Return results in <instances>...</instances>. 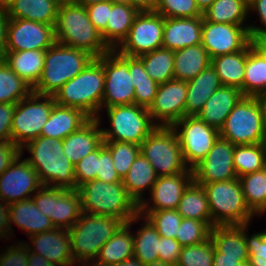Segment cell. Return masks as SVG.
Segmentation results:
<instances>
[{"instance_id": "8", "label": "cell", "mask_w": 266, "mask_h": 266, "mask_svg": "<svg viewBox=\"0 0 266 266\" xmlns=\"http://www.w3.org/2000/svg\"><path fill=\"white\" fill-rule=\"evenodd\" d=\"M106 110L110 128H101L103 141H120L141 145L157 127L147 108L136 104L117 105Z\"/></svg>"}, {"instance_id": "69", "label": "cell", "mask_w": 266, "mask_h": 266, "mask_svg": "<svg viewBox=\"0 0 266 266\" xmlns=\"http://www.w3.org/2000/svg\"><path fill=\"white\" fill-rule=\"evenodd\" d=\"M215 0H195L199 11L203 14Z\"/></svg>"}, {"instance_id": "73", "label": "cell", "mask_w": 266, "mask_h": 266, "mask_svg": "<svg viewBox=\"0 0 266 266\" xmlns=\"http://www.w3.org/2000/svg\"><path fill=\"white\" fill-rule=\"evenodd\" d=\"M146 266H172L171 264L162 262V261H157V262H153L151 264H148Z\"/></svg>"}, {"instance_id": "38", "label": "cell", "mask_w": 266, "mask_h": 266, "mask_svg": "<svg viewBox=\"0 0 266 266\" xmlns=\"http://www.w3.org/2000/svg\"><path fill=\"white\" fill-rule=\"evenodd\" d=\"M203 18L216 23L249 25L245 23L249 18L248 0H215Z\"/></svg>"}, {"instance_id": "6", "label": "cell", "mask_w": 266, "mask_h": 266, "mask_svg": "<svg viewBox=\"0 0 266 266\" xmlns=\"http://www.w3.org/2000/svg\"><path fill=\"white\" fill-rule=\"evenodd\" d=\"M95 57L90 53L55 43L46 50L44 69L33 92L54 94L69 80L78 75Z\"/></svg>"}, {"instance_id": "50", "label": "cell", "mask_w": 266, "mask_h": 266, "mask_svg": "<svg viewBox=\"0 0 266 266\" xmlns=\"http://www.w3.org/2000/svg\"><path fill=\"white\" fill-rule=\"evenodd\" d=\"M248 225H244V239L246 242L249 261L252 266H266V231L248 236Z\"/></svg>"}, {"instance_id": "10", "label": "cell", "mask_w": 266, "mask_h": 266, "mask_svg": "<svg viewBox=\"0 0 266 266\" xmlns=\"http://www.w3.org/2000/svg\"><path fill=\"white\" fill-rule=\"evenodd\" d=\"M219 136L234 145L266 142L261 110L254 96H243L226 118Z\"/></svg>"}, {"instance_id": "36", "label": "cell", "mask_w": 266, "mask_h": 266, "mask_svg": "<svg viewBox=\"0 0 266 266\" xmlns=\"http://www.w3.org/2000/svg\"><path fill=\"white\" fill-rule=\"evenodd\" d=\"M138 13L133 6L112 3L107 26L101 32L104 42L110 49H116L127 37Z\"/></svg>"}, {"instance_id": "33", "label": "cell", "mask_w": 266, "mask_h": 266, "mask_svg": "<svg viewBox=\"0 0 266 266\" xmlns=\"http://www.w3.org/2000/svg\"><path fill=\"white\" fill-rule=\"evenodd\" d=\"M158 179V175L150 162L140 152L133 161L127 174L122 178V183L128 194L139 205L145 197V191H149Z\"/></svg>"}, {"instance_id": "76", "label": "cell", "mask_w": 266, "mask_h": 266, "mask_svg": "<svg viewBox=\"0 0 266 266\" xmlns=\"http://www.w3.org/2000/svg\"><path fill=\"white\" fill-rule=\"evenodd\" d=\"M60 2L70 1V0H59Z\"/></svg>"}, {"instance_id": "57", "label": "cell", "mask_w": 266, "mask_h": 266, "mask_svg": "<svg viewBox=\"0 0 266 266\" xmlns=\"http://www.w3.org/2000/svg\"><path fill=\"white\" fill-rule=\"evenodd\" d=\"M249 12L258 13L262 26L250 24L249 35L250 37H262L266 36V0H248Z\"/></svg>"}, {"instance_id": "71", "label": "cell", "mask_w": 266, "mask_h": 266, "mask_svg": "<svg viewBox=\"0 0 266 266\" xmlns=\"http://www.w3.org/2000/svg\"><path fill=\"white\" fill-rule=\"evenodd\" d=\"M70 1L78 5H82L86 7L88 5H91V4L100 2V1H104V0H70Z\"/></svg>"}, {"instance_id": "41", "label": "cell", "mask_w": 266, "mask_h": 266, "mask_svg": "<svg viewBox=\"0 0 266 266\" xmlns=\"http://www.w3.org/2000/svg\"><path fill=\"white\" fill-rule=\"evenodd\" d=\"M233 163L238 178L264 169L266 167V144L235 145Z\"/></svg>"}, {"instance_id": "2", "label": "cell", "mask_w": 266, "mask_h": 266, "mask_svg": "<svg viewBox=\"0 0 266 266\" xmlns=\"http://www.w3.org/2000/svg\"><path fill=\"white\" fill-rule=\"evenodd\" d=\"M24 150L31 154L25 159L43 186L76 189L74 165L64 154L63 140L40 136L22 147L21 153Z\"/></svg>"}, {"instance_id": "20", "label": "cell", "mask_w": 266, "mask_h": 266, "mask_svg": "<svg viewBox=\"0 0 266 266\" xmlns=\"http://www.w3.org/2000/svg\"><path fill=\"white\" fill-rule=\"evenodd\" d=\"M193 181V171L158 176L150 190L151 198L143 199L139 204V210L177 209L183 192Z\"/></svg>"}, {"instance_id": "58", "label": "cell", "mask_w": 266, "mask_h": 266, "mask_svg": "<svg viewBox=\"0 0 266 266\" xmlns=\"http://www.w3.org/2000/svg\"><path fill=\"white\" fill-rule=\"evenodd\" d=\"M15 108V103L0 104V143L11 142V124Z\"/></svg>"}, {"instance_id": "31", "label": "cell", "mask_w": 266, "mask_h": 266, "mask_svg": "<svg viewBox=\"0 0 266 266\" xmlns=\"http://www.w3.org/2000/svg\"><path fill=\"white\" fill-rule=\"evenodd\" d=\"M59 0H12L5 9L9 19H25L55 26Z\"/></svg>"}, {"instance_id": "25", "label": "cell", "mask_w": 266, "mask_h": 266, "mask_svg": "<svg viewBox=\"0 0 266 266\" xmlns=\"http://www.w3.org/2000/svg\"><path fill=\"white\" fill-rule=\"evenodd\" d=\"M243 96L240 89L222 85L206 101L197 117L219 131L232 109Z\"/></svg>"}, {"instance_id": "29", "label": "cell", "mask_w": 266, "mask_h": 266, "mask_svg": "<svg viewBox=\"0 0 266 266\" xmlns=\"http://www.w3.org/2000/svg\"><path fill=\"white\" fill-rule=\"evenodd\" d=\"M185 116H197L206 101L222 84L215 69L210 65L196 77L187 81Z\"/></svg>"}, {"instance_id": "74", "label": "cell", "mask_w": 266, "mask_h": 266, "mask_svg": "<svg viewBox=\"0 0 266 266\" xmlns=\"http://www.w3.org/2000/svg\"><path fill=\"white\" fill-rule=\"evenodd\" d=\"M12 0H0V8L6 9Z\"/></svg>"}, {"instance_id": "64", "label": "cell", "mask_w": 266, "mask_h": 266, "mask_svg": "<svg viewBox=\"0 0 266 266\" xmlns=\"http://www.w3.org/2000/svg\"><path fill=\"white\" fill-rule=\"evenodd\" d=\"M238 258L222 257V253L214 249L213 266H239Z\"/></svg>"}, {"instance_id": "18", "label": "cell", "mask_w": 266, "mask_h": 266, "mask_svg": "<svg viewBox=\"0 0 266 266\" xmlns=\"http://www.w3.org/2000/svg\"><path fill=\"white\" fill-rule=\"evenodd\" d=\"M187 81L172 79L159 84L157 94L148 108L157 126L172 127L185 116Z\"/></svg>"}, {"instance_id": "40", "label": "cell", "mask_w": 266, "mask_h": 266, "mask_svg": "<svg viewBox=\"0 0 266 266\" xmlns=\"http://www.w3.org/2000/svg\"><path fill=\"white\" fill-rule=\"evenodd\" d=\"M248 208L257 216L266 213V167L239 177Z\"/></svg>"}, {"instance_id": "72", "label": "cell", "mask_w": 266, "mask_h": 266, "mask_svg": "<svg viewBox=\"0 0 266 266\" xmlns=\"http://www.w3.org/2000/svg\"><path fill=\"white\" fill-rule=\"evenodd\" d=\"M113 4H125V5H129L132 6V0H108Z\"/></svg>"}, {"instance_id": "43", "label": "cell", "mask_w": 266, "mask_h": 266, "mask_svg": "<svg viewBox=\"0 0 266 266\" xmlns=\"http://www.w3.org/2000/svg\"><path fill=\"white\" fill-rule=\"evenodd\" d=\"M139 58L148 75L158 84L174 79V51L161 47Z\"/></svg>"}, {"instance_id": "3", "label": "cell", "mask_w": 266, "mask_h": 266, "mask_svg": "<svg viewBox=\"0 0 266 266\" xmlns=\"http://www.w3.org/2000/svg\"><path fill=\"white\" fill-rule=\"evenodd\" d=\"M103 55L94 58L78 75L55 94V103L82 110L90 118L100 116L104 93Z\"/></svg>"}, {"instance_id": "49", "label": "cell", "mask_w": 266, "mask_h": 266, "mask_svg": "<svg viewBox=\"0 0 266 266\" xmlns=\"http://www.w3.org/2000/svg\"><path fill=\"white\" fill-rule=\"evenodd\" d=\"M156 12L170 18H192L203 16L195 0H157Z\"/></svg>"}, {"instance_id": "56", "label": "cell", "mask_w": 266, "mask_h": 266, "mask_svg": "<svg viewBox=\"0 0 266 266\" xmlns=\"http://www.w3.org/2000/svg\"><path fill=\"white\" fill-rule=\"evenodd\" d=\"M182 246L176 239L160 236L159 261L176 265L181 253Z\"/></svg>"}, {"instance_id": "12", "label": "cell", "mask_w": 266, "mask_h": 266, "mask_svg": "<svg viewBox=\"0 0 266 266\" xmlns=\"http://www.w3.org/2000/svg\"><path fill=\"white\" fill-rule=\"evenodd\" d=\"M103 66L105 83L101 112L107 107L134 104L135 91L129 74V56L110 49L103 55Z\"/></svg>"}, {"instance_id": "47", "label": "cell", "mask_w": 266, "mask_h": 266, "mask_svg": "<svg viewBox=\"0 0 266 266\" xmlns=\"http://www.w3.org/2000/svg\"><path fill=\"white\" fill-rule=\"evenodd\" d=\"M211 227L204 221L182 218L176 240L183 246L198 245L210 238Z\"/></svg>"}, {"instance_id": "28", "label": "cell", "mask_w": 266, "mask_h": 266, "mask_svg": "<svg viewBox=\"0 0 266 266\" xmlns=\"http://www.w3.org/2000/svg\"><path fill=\"white\" fill-rule=\"evenodd\" d=\"M82 213L81 196L78 189L53 187V208L50 220L55 228L69 230Z\"/></svg>"}, {"instance_id": "70", "label": "cell", "mask_w": 266, "mask_h": 266, "mask_svg": "<svg viewBox=\"0 0 266 266\" xmlns=\"http://www.w3.org/2000/svg\"><path fill=\"white\" fill-rule=\"evenodd\" d=\"M112 266H145V265H142L136 258L133 257L131 259L125 260L124 262Z\"/></svg>"}, {"instance_id": "14", "label": "cell", "mask_w": 266, "mask_h": 266, "mask_svg": "<svg viewBox=\"0 0 266 266\" xmlns=\"http://www.w3.org/2000/svg\"><path fill=\"white\" fill-rule=\"evenodd\" d=\"M164 16L156 11L139 12L127 37L116 48L120 54L140 57L162 47Z\"/></svg>"}, {"instance_id": "13", "label": "cell", "mask_w": 266, "mask_h": 266, "mask_svg": "<svg viewBox=\"0 0 266 266\" xmlns=\"http://www.w3.org/2000/svg\"><path fill=\"white\" fill-rule=\"evenodd\" d=\"M172 128L177 134L183 159L190 169L207 155L219 137L217 129L197 116H184Z\"/></svg>"}, {"instance_id": "1", "label": "cell", "mask_w": 266, "mask_h": 266, "mask_svg": "<svg viewBox=\"0 0 266 266\" xmlns=\"http://www.w3.org/2000/svg\"><path fill=\"white\" fill-rule=\"evenodd\" d=\"M54 30L57 43L84 50L95 58L110 50L100 31L89 20L85 6L71 1L60 2Z\"/></svg>"}, {"instance_id": "60", "label": "cell", "mask_w": 266, "mask_h": 266, "mask_svg": "<svg viewBox=\"0 0 266 266\" xmlns=\"http://www.w3.org/2000/svg\"><path fill=\"white\" fill-rule=\"evenodd\" d=\"M21 154V149L12 142L0 143V175Z\"/></svg>"}, {"instance_id": "65", "label": "cell", "mask_w": 266, "mask_h": 266, "mask_svg": "<svg viewBox=\"0 0 266 266\" xmlns=\"http://www.w3.org/2000/svg\"><path fill=\"white\" fill-rule=\"evenodd\" d=\"M28 266H59L52 262H49L41 256L40 254H34L33 252L28 250V258H27Z\"/></svg>"}, {"instance_id": "67", "label": "cell", "mask_w": 266, "mask_h": 266, "mask_svg": "<svg viewBox=\"0 0 266 266\" xmlns=\"http://www.w3.org/2000/svg\"><path fill=\"white\" fill-rule=\"evenodd\" d=\"M252 47L266 60V36L250 37Z\"/></svg>"}, {"instance_id": "32", "label": "cell", "mask_w": 266, "mask_h": 266, "mask_svg": "<svg viewBox=\"0 0 266 266\" xmlns=\"http://www.w3.org/2000/svg\"><path fill=\"white\" fill-rule=\"evenodd\" d=\"M46 50L5 51L3 60L33 88L42 75Z\"/></svg>"}, {"instance_id": "35", "label": "cell", "mask_w": 266, "mask_h": 266, "mask_svg": "<svg viewBox=\"0 0 266 266\" xmlns=\"http://www.w3.org/2000/svg\"><path fill=\"white\" fill-rule=\"evenodd\" d=\"M211 65V58L202 44L174 51V79L189 81Z\"/></svg>"}, {"instance_id": "26", "label": "cell", "mask_w": 266, "mask_h": 266, "mask_svg": "<svg viewBox=\"0 0 266 266\" xmlns=\"http://www.w3.org/2000/svg\"><path fill=\"white\" fill-rule=\"evenodd\" d=\"M9 218L11 235L13 234L12 224L25 230L23 232L28 234L27 237L55 228L51 220L38 209L32 198L10 204Z\"/></svg>"}, {"instance_id": "44", "label": "cell", "mask_w": 266, "mask_h": 266, "mask_svg": "<svg viewBox=\"0 0 266 266\" xmlns=\"http://www.w3.org/2000/svg\"><path fill=\"white\" fill-rule=\"evenodd\" d=\"M266 91V60L251 46L248 49L243 95L256 96Z\"/></svg>"}, {"instance_id": "34", "label": "cell", "mask_w": 266, "mask_h": 266, "mask_svg": "<svg viewBox=\"0 0 266 266\" xmlns=\"http://www.w3.org/2000/svg\"><path fill=\"white\" fill-rule=\"evenodd\" d=\"M251 46V43H249L241 51L211 59V66L215 69L222 85L238 88L243 93V81L248 49Z\"/></svg>"}, {"instance_id": "61", "label": "cell", "mask_w": 266, "mask_h": 266, "mask_svg": "<svg viewBox=\"0 0 266 266\" xmlns=\"http://www.w3.org/2000/svg\"><path fill=\"white\" fill-rule=\"evenodd\" d=\"M129 74L133 84L154 81L146 72L139 57L129 56Z\"/></svg>"}, {"instance_id": "7", "label": "cell", "mask_w": 266, "mask_h": 266, "mask_svg": "<svg viewBox=\"0 0 266 266\" xmlns=\"http://www.w3.org/2000/svg\"><path fill=\"white\" fill-rule=\"evenodd\" d=\"M202 187L215 226L251 224L255 214L247 206L239 178L204 184Z\"/></svg>"}, {"instance_id": "11", "label": "cell", "mask_w": 266, "mask_h": 266, "mask_svg": "<svg viewBox=\"0 0 266 266\" xmlns=\"http://www.w3.org/2000/svg\"><path fill=\"white\" fill-rule=\"evenodd\" d=\"M54 104V96L34 92L19 101L12 118L11 142L22 149L28 142L40 137Z\"/></svg>"}, {"instance_id": "53", "label": "cell", "mask_w": 266, "mask_h": 266, "mask_svg": "<svg viewBox=\"0 0 266 266\" xmlns=\"http://www.w3.org/2000/svg\"><path fill=\"white\" fill-rule=\"evenodd\" d=\"M3 253V254H2ZM0 253V266H28V247L22 241L12 244Z\"/></svg>"}, {"instance_id": "46", "label": "cell", "mask_w": 266, "mask_h": 266, "mask_svg": "<svg viewBox=\"0 0 266 266\" xmlns=\"http://www.w3.org/2000/svg\"><path fill=\"white\" fill-rule=\"evenodd\" d=\"M103 143L110 151L113 167L122 179L129 171L133 161L139 155L140 145L120 141H103Z\"/></svg>"}, {"instance_id": "48", "label": "cell", "mask_w": 266, "mask_h": 266, "mask_svg": "<svg viewBox=\"0 0 266 266\" xmlns=\"http://www.w3.org/2000/svg\"><path fill=\"white\" fill-rule=\"evenodd\" d=\"M214 245L210 238L198 245L183 246L177 266H213Z\"/></svg>"}, {"instance_id": "4", "label": "cell", "mask_w": 266, "mask_h": 266, "mask_svg": "<svg viewBox=\"0 0 266 266\" xmlns=\"http://www.w3.org/2000/svg\"><path fill=\"white\" fill-rule=\"evenodd\" d=\"M82 212L106 215L129 222L139 214V205L128 194L122 182L92 180L78 188Z\"/></svg>"}, {"instance_id": "22", "label": "cell", "mask_w": 266, "mask_h": 266, "mask_svg": "<svg viewBox=\"0 0 266 266\" xmlns=\"http://www.w3.org/2000/svg\"><path fill=\"white\" fill-rule=\"evenodd\" d=\"M203 16L192 18L164 17L162 47L176 51L201 44Z\"/></svg>"}, {"instance_id": "9", "label": "cell", "mask_w": 266, "mask_h": 266, "mask_svg": "<svg viewBox=\"0 0 266 266\" xmlns=\"http://www.w3.org/2000/svg\"><path fill=\"white\" fill-rule=\"evenodd\" d=\"M140 152L158 176L192 172L183 159L177 134L172 127L157 126L141 143Z\"/></svg>"}, {"instance_id": "62", "label": "cell", "mask_w": 266, "mask_h": 266, "mask_svg": "<svg viewBox=\"0 0 266 266\" xmlns=\"http://www.w3.org/2000/svg\"><path fill=\"white\" fill-rule=\"evenodd\" d=\"M10 218H9V204L4 203L0 199V240L5 239V241L10 240Z\"/></svg>"}, {"instance_id": "23", "label": "cell", "mask_w": 266, "mask_h": 266, "mask_svg": "<svg viewBox=\"0 0 266 266\" xmlns=\"http://www.w3.org/2000/svg\"><path fill=\"white\" fill-rule=\"evenodd\" d=\"M100 117L90 118L78 130L63 139L64 154L73 165L103 143Z\"/></svg>"}, {"instance_id": "21", "label": "cell", "mask_w": 266, "mask_h": 266, "mask_svg": "<svg viewBox=\"0 0 266 266\" xmlns=\"http://www.w3.org/2000/svg\"><path fill=\"white\" fill-rule=\"evenodd\" d=\"M32 242H24L28 250L40 254L49 262L59 266H76L71 253V237L66 229L54 228L53 230L38 233L28 237ZM32 246V247H31Z\"/></svg>"}, {"instance_id": "5", "label": "cell", "mask_w": 266, "mask_h": 266, "mask_svg": "<svg viewBox=\"0 0 266 266\" xmlns=\"http://www.w3.org/2000/svg\"><path fill=\"white\" fill-rule=\"evenodd\" d=\"M124 223L115 217L82 212L76 224L68 230L75 263L89 266Z\"/></svg>"}, {"instance_id": "54", "label": "cell", "mask_w": 266, "mask_h": 266, "mask_svg": "<svg viewBox=\"0 0 266 266\" xmlns=\"http://www.w3.org/2000/svg\"><path fill=\"white\" fill-rule=\"evenodd\" d=\"M112 3L108 0L86 6L89 20L100 33L106 28Z\"/></svg>"}, {"instance_id": "30", "label": "cell", "mask_w": 266, "mask_h": 266, "mask_svg": "<svg viewBox=\"0 0 266 266\" xmlns=\"http://www.w3.org/2000/svg\"><path fill=\"white\" fill-rule=\"evenodd\" d=\"M210 240L222 257L238 258L244 262L249 260L244 239V225H218L211 228Z\"/></svg>"}, {"instance_id": "17", "label": "cell", "mask_w": 266, "mask_h": 266, "mask_svg": "<svg viewBox=\"0 0 266 266\" xmlns=\"http://www.w3.org/2000/svg\"><path fill=\"white\" fill-rule=\"evenodd\" d=\"M21 157L23 153L0 175V199L9 205L31 198L43 186L35 169Z\"/></svg>"}, {"instance_id": "51", "label": "cell", "mask_w": 266, "mask_h": 266, "mask_svg": "<svg viewBox=\"0 0 266 266\" xmlns=\"http://www.w3.org/2000/svg\"><path fill=\"white\" fill-rule=\"evenodd\" d=\"M99 147L74 165L76 189L96 179L98 172Z\"/></svg>"}, {"instance_id": "37", "label": "cell", "mask_w": 266, "mask_h": 266, "mask_svg": "<svg viewBox=\"0 0 266 266\" xmlns=\"http://www.w3.org/2000/svg\"><path fill=\"white\" fill-rule=\"evenodd\" d=\"M176 210L182 218L204 221L211 228L215 226L211 219L205 190L194 181L183 192Z\"/></svg>"}, {"instance_id": "15", "label": "cell", "mask_w": 266, "mask_h": 266, "mask_svg": "<svg viewBox=\"0 0 266 266\" xmlns=\"http://www.w3.org/2000/svg\"><path fill=\"white\" fill-rule=\"evenodd\" d=\"M234 149V144L219 136L207 155L192 168L194 182L202 186L238 178L233 163Z\"/></svg>"}, {"instance_id": "19", "label": "cell", "mask_w": 266, "mask_h": 266, "mask_svg": "<svg viewBox=\"0 0 266 266\" xmlns=\"http://www.w3.org/2000/svg\"><path fill=\"white\" fill-rule=\"evenodd\" d=\"M56 43L54 26L9 19L5 51L47 50Z\"/></svg>"}, {"instance_id": "24", "label": "cell", "mask_w": 266, "mask_h": 266, "mask_svg": "<svg viewBox=\"0 0 266 266\" xmlns=\"http://www.w3.org/2000/svg\"><path fill=\"white\" fill-rule=\"evenodd\" d=\"M141 220L136 215L129 222L124 223L120 229L103 245L96 259L89 266H112L134 257V237L131 226Z\"/></svg>"}, {"instance_id": "55", "label": "cell", "mask_w": 266, "mask_h": 266, "mask_svg": "<svg viewBox=\"0 0 266 266\" xmlns=\"http://www.w3.org/2000/svg\"><path fill=\"white\" fill-rule=\"evenodd\" d=\"M133 86L135 91L134 104L148 109L157 94L159 84L155 81H149L135 83Z\"/></svg>"}, {"instance_id": "59", "label": "cell", "mask_w": 266, "mask_h": 266, "mask_svg": "<svg viewBox=\"0 0 266 266\" xmlns=\"http://www.w3.org/2000/svg\"><path fill=\"white\" fill-rule=\"evenodd\" d=\"M31 198L38 209L50 219L53 208V187L42 186Z\"/></svg>"}, {"instance_id": "16", "label": "cell", "mask_w": 266, "mask_h": 266, "mask_svg": "<svg viewBox=\"0 0 266 266\" xmlns=\"http://www.w3.org/2000/svg\"><path fill=\"white\" fill-rule=\"evenodd\" d=\"M248 26L210 22L203 18L201 44L211 59L241 51L250 43Z\"/></svg>"}, {"instance_id": "75", "label": "cell", "mask_w": 266, "mask_h": 266, "mask_svg": "<svg viewBox=\"0 0 266 266\" xmlns=\"http://www.w3.org/2000/svg\"><path fill=\"white\" fill-rule=\"evenodd\" d=\"M239 266H252L250 261H244V262H240Z\"/></svg>"}, {"instance_id": "45", "label": "cell", "mask_w": 266, "mask_h": 266, "mask_svg": "<svg viewBox=\"0 0 266 266\" xmlns=\"http://www.w3.org/2000/svg\"><path fill=\"white\" fill-rule=\"evenodd\" d=\"M139 215L145 217L162 237L176 239L182 216L176 209L139 210Z\"/></svg>"}, {"instance_id": "68", "label": "cell", "mask_w": 266, "mask_h": 266, "mask_svg": "<svg viewBox=\"0 0 266 266\" xmlns=\"http://www.w3.org/2000/svg\"><path fill=\"white\" fill-rule=\"evenodd\" d=\"M257 100L260 110H261V116L263 121V126L266 131V91H263L256 96H254Z\"/></svg>"}, {"instance_id": "42", "label": "cell", "mask_w": 266, "mask_h": 266, "mask_svg": "<svg viewBox=\"0 0 266 266\" xmlns=\"http://www.w3.org/2000/svg\"><path fill=\"white\" fill-rule=\"evenodd\" d=\"M33 92V88L20 78L9 65L0 58V104L15 103L25 99Z\"/></svg>"}, {"instance_id": "63", "label": "cell", "mask_w": 266, "mask_h": 266, "mask_svg": "<svg viewBox=\"0 0 266 266\" xmlns=\"http://www.w3.org/2000/svg\"><path fill=\"white\" fill-rule=\"evenodd\" d=\"M9 17L4 8H0V58L4 55L7 42Z\"/></svg>"}, {"instance_id": "27", "label": "cell", "mask_w": 266, "mask_h": 266, "mask_svg": "<svg viewBox=\"0 0 266 266\" xmlns=\"http://www.w3.org/2000/svg\"><path fill=\"white\" fill-rule=\"evenodd\" d=\"M90 117L82 110L54 104L50 116L44 124L41 136L63 140L78 130Z\"/></svg>"}, {"instance_id": "52", "label": "cell", "mask_w": 266, "mask_h": 266, "mask_svg": "<svg viewBox=\"0 0 266 266\" xmlns=\"http://www.w3.org/2000/svg\"><path fill=\"white\" fill-rule=\"evenodd\" d=\"M96 179L107 183L122 182V179L113 167L111 153L104 146V143L99 146L98 172Z\"/></svg>"}, {"instance_id": "39", "label": "cell", "mask_w": 266, "mask_h": 266, "mask_svg": "<svg viewBox=\"0 0 266 266\" xmlns=\"http://www.w3.org/2000/svg\"><path fill=\"white\" fill-rule=\"evenodd\" d=\"M141 219L144 221L142 226L133 234V249L134 258L146 266L159 261L160 235L145 217L141 216Z\"/></svg>"}, {"instance_id": "66", "label": "cell", "mask_w": 266, "mask_h": 266, "mask_svg": "<svg viewBox=\"0 0 266 266\" xmlns=\"http://www.w3.org/2000/svg\"><path fill=\"white\" fill-rule=\"evenodd\" d=\"M132 6L139 12L156 11L157 0H132Z\"/></svg>"}]
</instances>
